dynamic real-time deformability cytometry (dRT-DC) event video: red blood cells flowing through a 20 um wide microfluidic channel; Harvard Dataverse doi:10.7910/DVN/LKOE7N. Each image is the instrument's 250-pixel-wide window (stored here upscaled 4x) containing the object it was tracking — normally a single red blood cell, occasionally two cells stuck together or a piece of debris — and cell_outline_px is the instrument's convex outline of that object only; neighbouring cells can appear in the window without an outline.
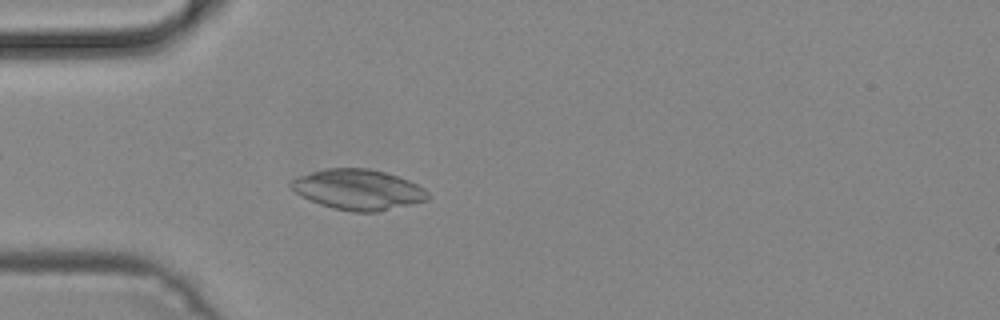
{"species": "common noctule bat (a hibernating species)", "species_latin": "Nyctalus noctula", "temperature_condition": "cold", "stored_images_in_passage": 44, "camera_frame_rate_fps": 3000, "um_per_image_px": 0.085, "animal": {"sex": "male", "body_mass_g": 19.2, "forearm_length_mm": 51.8}, "frame": {"image": 1, "passage_image": 9, "time_ms": 2.667, "image_size_px": [1000, 320], "cell_outline_px": [[428, 200], [376, 212], [352, 212], [332, 208], [320, 204], [300, 196], [288, 184], [292, 180], [300, 176], [312, 172], [328, 168], [368, 168], [384, 172], [408, 180], [424, 188], [428, 192]], "centroid_in_image_um": [30.43, 16.12], "position_along_channel_um": 54.6, "area_um2": 31.96}}
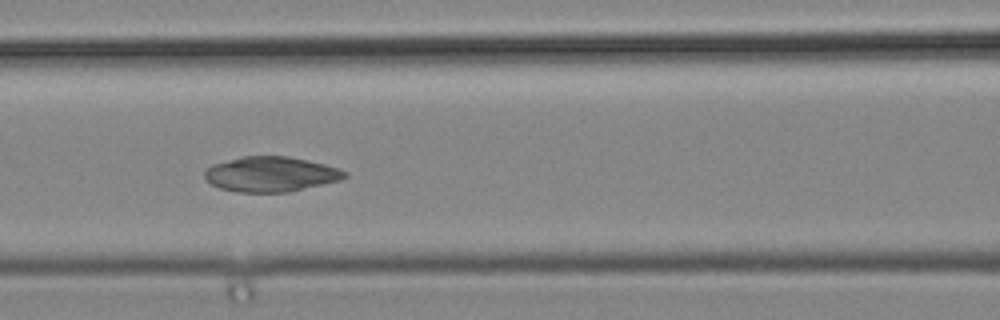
{"frame": {"image": 2, "passage_image": 16, "time_ms": 5.0, "image_size_px": [1000, 320], "cell_outline_px": [[348, 176], [340, 180], [288, 192], [236, 192], [220, 188], [212, 184], [204, 176], [204, 172], [212, 164], [244, 156], [288, 156], [308, 160], [340, 168], [348, 172]], "centroid_in_image_um": [23.04, 14.8], "position_along_channel_um": 143.6, "area_um2": 28.55}}
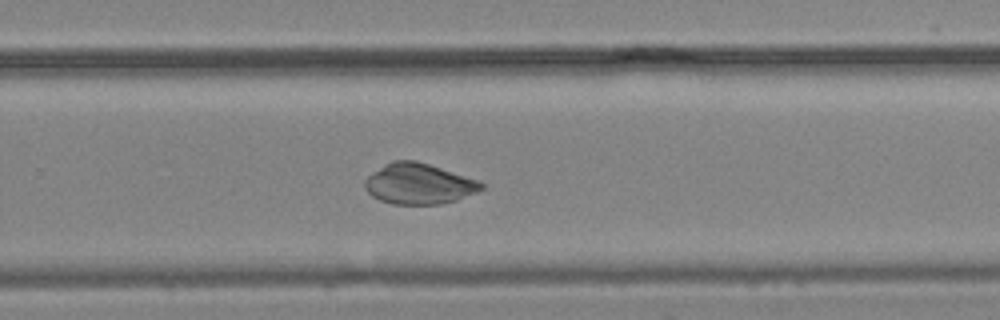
{"frame": {"image": 3, "passage_image": 27, "time_ms": 8.667, "image_size_px": [1000, 320], "cell_outline_px": [[484, 188], [476, 192], [456, 200], [440, 204], [392, 204], [380, 200], [372, 196], [364, 188], [364, 180], [372, 172], [384, 164], [392, 160], [416, 160], [476, 180], [484, 184]], "centroid_in_image_um": [35.54, 15.62], "position_along_channel_um": 294.3, "area_um2": 27.4}}